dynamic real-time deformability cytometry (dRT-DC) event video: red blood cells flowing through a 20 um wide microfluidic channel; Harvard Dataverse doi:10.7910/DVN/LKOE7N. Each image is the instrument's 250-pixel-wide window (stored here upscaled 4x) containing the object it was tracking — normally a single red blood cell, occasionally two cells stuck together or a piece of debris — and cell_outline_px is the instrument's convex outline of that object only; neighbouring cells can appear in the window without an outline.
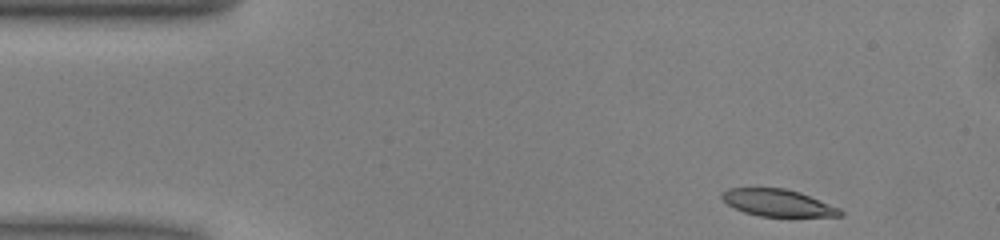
{"species": "common noctule bat (a hibernating species)", "species_latin": "Nyctalus noctula", "temperature_condition": "warm", "stored_images_in_passage": 46, "camera_frame_rate_fps": 3000, "um_per_image_px": 0.085, "animal": {"sex": "male", "body_mass_g": 13.0, "forearm_length_mm": 53.1}, "frame": {"image": 1, "passage_image": 1, "time_ms": 0.0, "image_size_px": [1000, 240], "cell_outline_px": [[844, 216], [760, 216], [744, 212], [728, 204], [720, 196], [720, 192], [728, 188], [784, 188], [800, 192], [840, 208], [844, 212]], "centroid_in_image_um": [66.12, 17.23], "position_along_channel_um": 18.9, "area_um2": 18.55}}
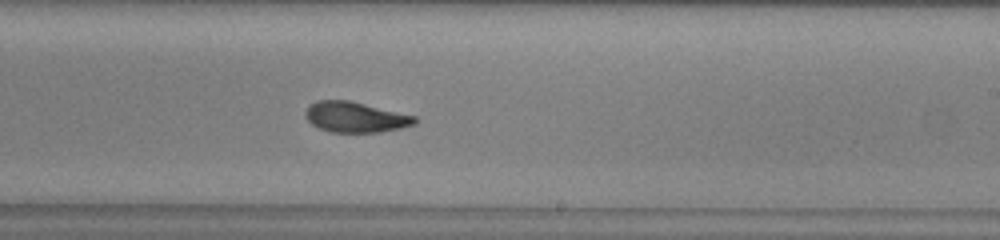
{"frame": {"image": 2, "passage_image": 25, "time_ms": 8.0, "image_size_px": [1000, 240], "cell_outline_px": [[416, 124], [400, 128], [380, 132], [332, 132], [320, 128], [312, 124], [304, 116], [304, 112], [316, 100], [348, 100], [416, 116]], "centroid_in_image_um": [30.2, 9.95], "position_along_channel_um": 258.8, "area_um2": 19.25}}
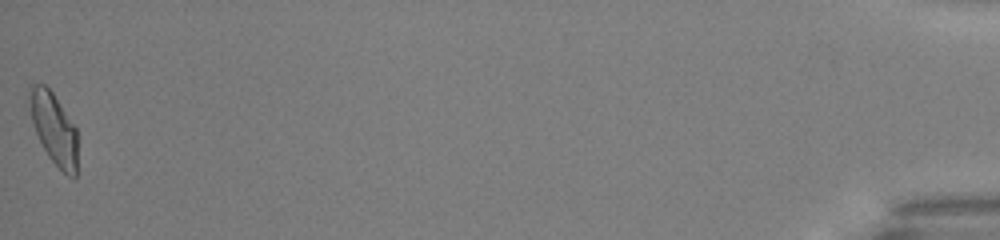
{"frame": {"image": 3, "passage_image": 46, "time_ms": 15.0, "image_size_px": [1000, 240], "cell_outline_px": [[76, 176], [68, 176], [48, 156], [36, 132], [32, 120], [28, 84], [44, 84], [52, 92], [76, 128]], "centroid_in_image_um": [4.57, 10.89], "position_along_channel_um": 430.6, "area_um2": 19.36}, "authors_computed_cell_mechanics": {"area_um2": 19.8254, "velocity_mm_per_s": 4.0139, "shape_relaxation_time_tau1_ms": 4.0993, "shape_relaxation_time_tau2_ms": 1.2979, "deformation_change_tau1": 0.1763, "deformation_change_tau2": 0.0691}}